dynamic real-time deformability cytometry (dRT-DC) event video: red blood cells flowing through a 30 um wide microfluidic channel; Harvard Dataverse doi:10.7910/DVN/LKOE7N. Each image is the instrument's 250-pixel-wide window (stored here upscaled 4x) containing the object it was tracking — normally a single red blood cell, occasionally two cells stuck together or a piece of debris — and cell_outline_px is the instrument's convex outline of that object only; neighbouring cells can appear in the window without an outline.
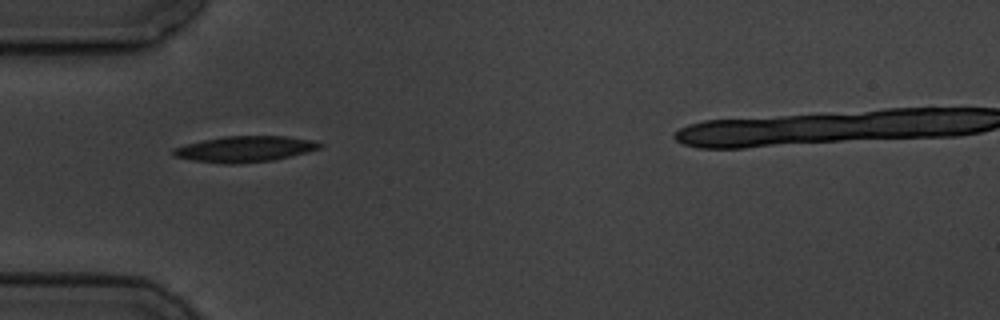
{"species": "common noctule bat (a hibernating species)", "species_latin": "Nyctalus noctula", "temperature_condition": "cold", "stored_images_in_passage": 2, "camera_frame_rate_fps": 3000, "um_per_image_px": 0.085, "animal": {"sex": "male", "body_mass_g": 19.5, "forearm_length_mm": 54.6}, "frame": {"image": 1, "passage_image": 1, "time_ms": 0.0, "image_size_px": [1000, 320], "cell_outline_px": [[324, 144], [320, 148], [308, 152], [272, 160], [240, 164], [224, 164], [192, 160], [176, 156], [172, 152], [172, 148], [204, 140], [224, 136], [288, 136], [312, 140]], "centroid_in_image_um": [20.85, 12.67], "position_along_channel_um": 64.2, "area_um2": 22.02}}
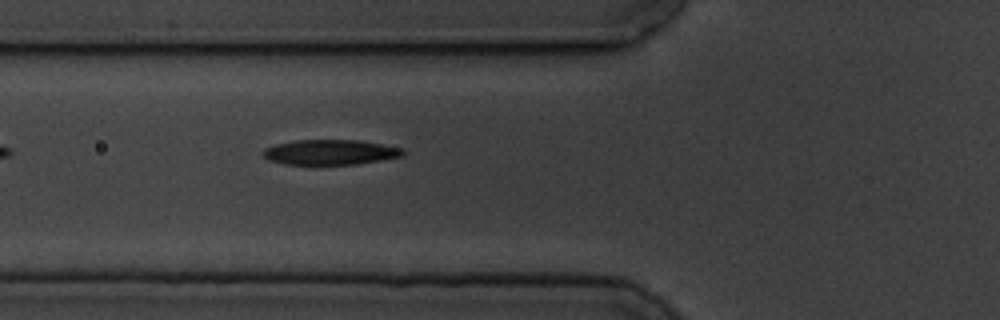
{"frame": {"image": 2, "passage_image": 2, "time_ms": 1.0, "image_size_px": [1000, 320], "cell_outline_px": [[404, 156], [356, 164], [284, 164], [268, 160], [264, 156], [264, 148], [276, 144], [296, 140], [360, 140], [404, 148]], "centroid_in_image_um": [28.09, 12.93], "position_along_channel_um": 97.7, "area_um2": 20.4}}